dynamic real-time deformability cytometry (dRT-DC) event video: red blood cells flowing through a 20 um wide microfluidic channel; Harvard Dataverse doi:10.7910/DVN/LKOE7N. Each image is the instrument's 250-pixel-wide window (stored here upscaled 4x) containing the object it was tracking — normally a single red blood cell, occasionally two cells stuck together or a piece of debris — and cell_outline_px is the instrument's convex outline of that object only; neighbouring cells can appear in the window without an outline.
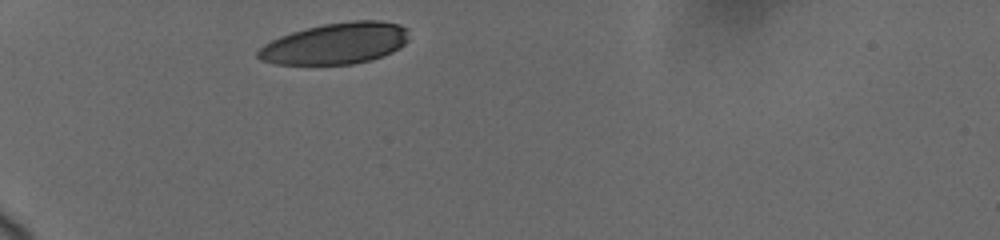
{"species": "human", "species_latin": "Homo sapiens", "temperature_condition": "cold", "stored_images_in_passage": 3, "camera_frame_rate_fps": 3000, "um_per_image_px": 0.085, "donor": {"sex": "female"}, "frame": {"image": 1, "passage_image": 1, "time_ms": 0.0, "image_size_px": [1000, 240], "cell_outline_px": [[408, 40], [400, 48], [384, 56], [372, 60], [352, 64], [276, 64], [260, 60], [256, 56], [256, 52], [264, 44], [280, 36], [292, 32], [324, 24], [352, 20], [380, 20], [400, 24], [408, 28]], "centroid_in_image_um": [28.56, 3.69], "position_along_channel_um": 56.4, "area_um2": 36.53}}
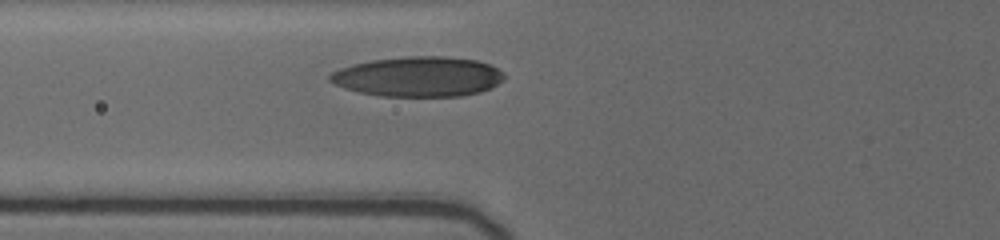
{"frame": {"image": 2, "passage_image": 3, "time_ms": 1.667, "image_size_px": [1000, 240], "cell_outline_px": [[504, 80], [480, 92], [460, 96], [380, 96], [360, 92], [344, 88], [328, 80], [328, 76], [332, 72], [340, 68], [352, 64], [372, 60], [404, 56], [444, 56], [476, 60], [488, 64], [504, 72]], "centroid_in_image_um": [35.53, 6.51], "position_along_channel_um": 90.3, "area_um2": 40.58}}